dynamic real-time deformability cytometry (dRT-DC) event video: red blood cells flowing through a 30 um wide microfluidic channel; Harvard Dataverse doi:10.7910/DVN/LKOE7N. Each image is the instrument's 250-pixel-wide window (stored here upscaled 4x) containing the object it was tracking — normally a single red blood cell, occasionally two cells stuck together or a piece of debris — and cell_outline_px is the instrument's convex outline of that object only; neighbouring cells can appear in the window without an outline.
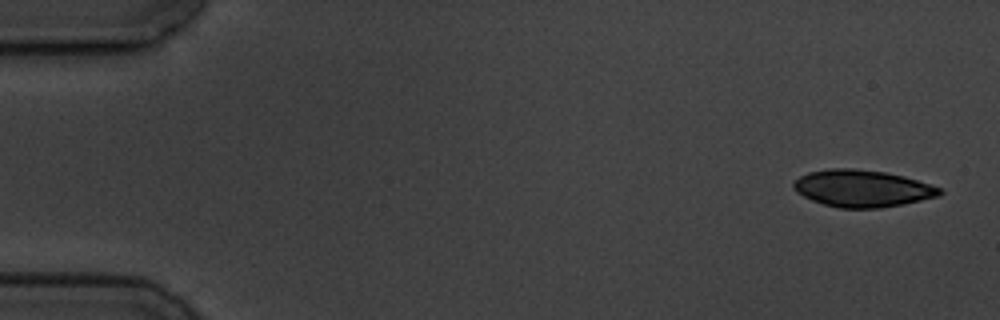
{"species": "common noctule bat (a hibernating species)", "species_latin": "Nyctalus noctula", "temperature_condition": "cold", "stored_images_in_passage": 5, "camera_frame_rate_fps": 3000, "um_per_image_px": 0.085, "animal": {"sex": "male", "body_mass_g": 19.5, "forearm_length_mm": 54.6}, "frame": {"image": 1, "passage_image": 1, "time_ms": 0.0, "image_size_px": [1000, 320], "cell_outline_px": [[944, 192], [940, 196], [880, 208], [840, 208], [824, 204], [812, 200], [796, 192], [792, 188], [792, 184], [800, 176], [808, 172], [828, 168], [856, 168], [884, 172], [904, 176], [940, 188]], "centroid_in_image_um": [73.26, 16.01], "position_along_channel_um": 11.7, "area_um2": 31.39}}